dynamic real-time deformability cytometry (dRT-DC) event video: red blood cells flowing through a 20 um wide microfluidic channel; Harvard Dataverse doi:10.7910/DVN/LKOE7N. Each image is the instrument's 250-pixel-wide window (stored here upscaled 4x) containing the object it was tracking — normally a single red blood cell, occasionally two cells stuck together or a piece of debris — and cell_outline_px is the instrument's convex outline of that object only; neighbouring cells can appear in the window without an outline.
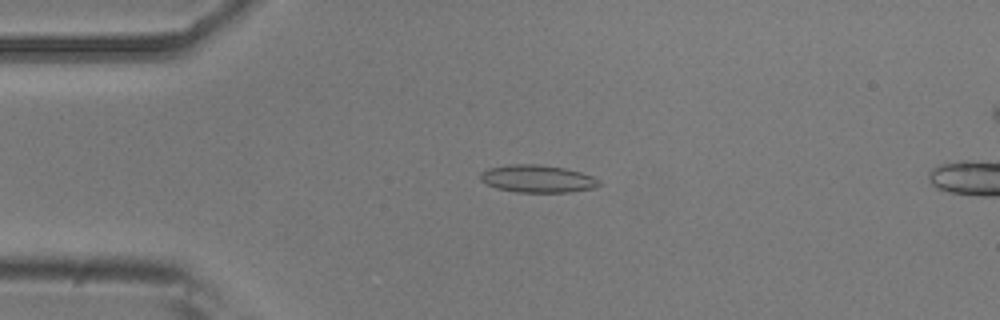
{"species": "common noctule bat (a hibernating species)", "species_latin": "Nyctalus noctula", "temperature_condition": "room temperature", "stored_images_in_passage": 52, "camera_frame_rate_fps": 3000, "um_per_image_px": 0.085, "animal": {"sex": "male", "body_mass_g": 20.5, "forearm_length_mm": 52.5}, "frame": {"image": 1, "passage_image": 12, "time_ms": 3.667, "image_size_px": [1000, 320], "cell_outline_px": [[604, 184], [596, 188], [568, 192], [516, 192], [496, 188], [480, 180], [480, 172], [488, 168], [512, 164], [536, 164], [564, 168], [580, 172], [592, 176], [600, 180]], "centroid_in_image_um": [45.72, 15.2], "position_along_channel_um": 39.3, "area_um2": 19.13}}
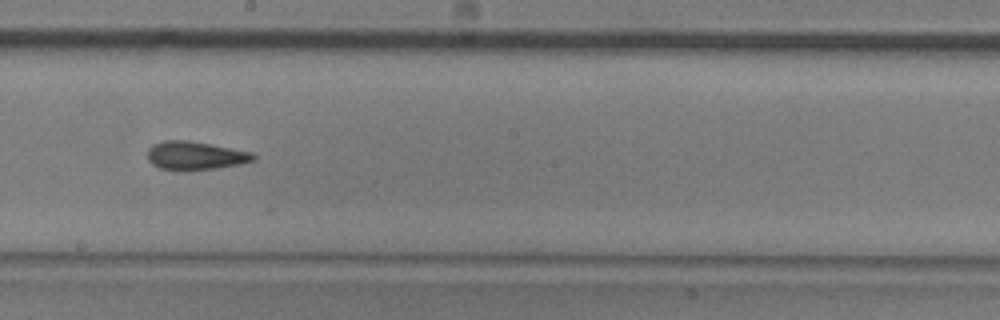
{"frame": {"image": 2, "passage_image": 29, "time_ms": 9.333, "image_size_px": [1000, 320], "cell_outline_px": [[256, 160], [240, 164], [216, 168], [160, 168], [152, 164], [148, 160], [148, 148], [152, 144], [164, 140], [188, 140], [212, 144], [252, 152], [256, 156]], "centroid_in_image_um": [16.62, 13.18], "position_along_channel_um": 231.6, "area_um2": 17.11}}
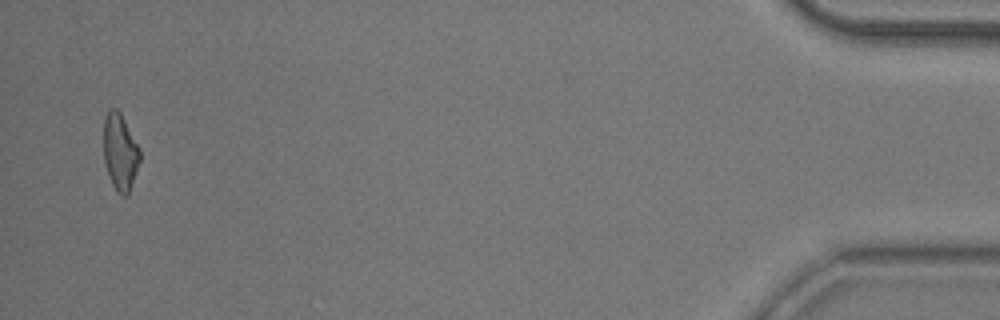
{"frame": {"image": 3, "passage_image": 51, "time_ms": 16.667, "image_size_px": [1000, 320], "cell_outline_px": [[140, 160], [128, 196], [120, 196], [116, 192], [108, 176], [104, 164], [104, 116], [112, 108], [116, 108], [120, 112], [140, 148]], "centroid_in_image_um": [10.2, 12.96], "position_along_channel_um": 425.0, "area_um2": 16.36}, "authors_computed_cell_mechanics": {"area_um2": 17.2533, "velocity_mm_per_s": 3.8409, "shape_relaxation_time_tau1_ms": null, "shape_relaxation_time_tau2_ms": 3.3628, "deformation_change_tau1": null, "deformation_change_tau2": 0.1175}}